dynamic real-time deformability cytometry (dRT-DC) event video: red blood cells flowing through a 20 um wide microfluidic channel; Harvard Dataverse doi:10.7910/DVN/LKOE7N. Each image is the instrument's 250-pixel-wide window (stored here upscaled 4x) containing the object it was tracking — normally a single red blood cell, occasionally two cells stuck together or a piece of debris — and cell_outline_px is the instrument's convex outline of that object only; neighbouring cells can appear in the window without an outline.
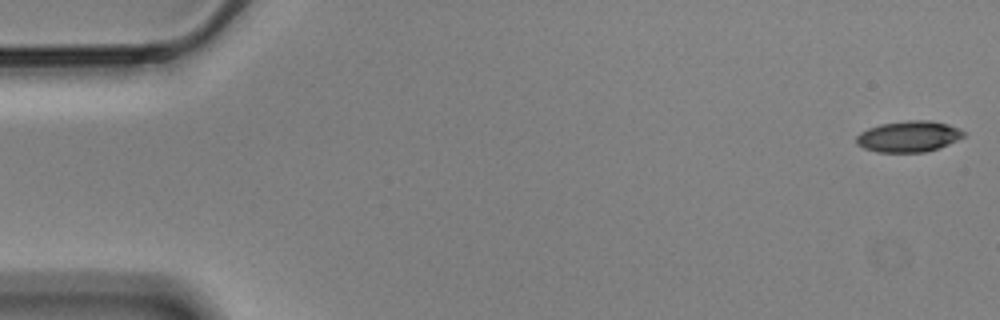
{"species": "Egyptian fruit bat (a non-hibernating species)", "species_latin": "Rousettus aegyptiacus", "temperature_condition": "cold", "stored_images_in_passage": 8, "camera_frame_rate_fps": 3000, "um_per_image_px": 0.085, "animal": {"sex": "male"}, "frame": {"image": 1, "passage_image": 1, "time_ms": 0.0, "image_size_px": [1000, 320], "cell_outline_px": [[964, 136], [948, 144], [924, 152], [876, 152], [864, 148], [856, 144], [856, 136], [860, 132], [868, 128], [880, 124], [908, 120], [928, 120], [948, 124], [960, 128], [964, 132]], "centroid_in_image_um": [77.2, 11.59], "position_along_channel_um": 7.8, "area_um2": 19.36}}